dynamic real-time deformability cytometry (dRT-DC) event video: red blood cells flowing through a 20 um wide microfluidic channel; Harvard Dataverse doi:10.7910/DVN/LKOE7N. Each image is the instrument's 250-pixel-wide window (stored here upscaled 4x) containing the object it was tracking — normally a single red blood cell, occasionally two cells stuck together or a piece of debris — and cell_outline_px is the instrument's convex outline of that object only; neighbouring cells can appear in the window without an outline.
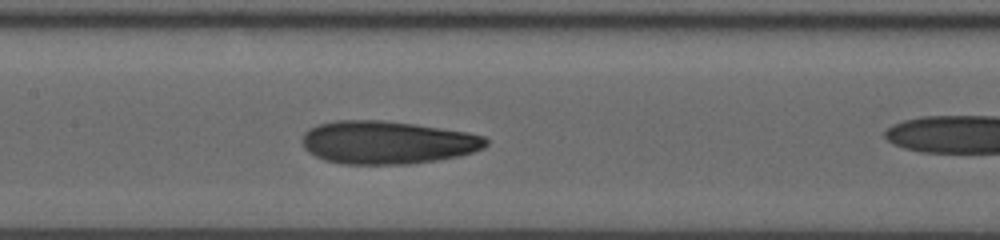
{"species": "human", "species_latin": "Homo sapiens", "temperature_condition": "room temperature", "stored_images_in_passage": 11, "camera_frame_rate_fps": 3000, "um_per_image_px": 0.085, "donor": {"sex": "male"}, "frame": {"image": 1, "passage_image": 7, "time_ms": 4.667, "image_size_px": [1000, 240], "cell_outline_px": [[488, 144], [484, 148], [460, 156], [436, 160], [408, 164], [344, 164], [324, 160], [308, 152], [304, 148], [300, 140], [304, 132], [308, 128], [316, 124], [336, 120], [380, 120], [416, 124], [468, 132], [484, 136], [488, 140]], "centroid_in_image_um": [32.89, 12.1], "position_along_channel_um": 174.5, "area_um2": 46.47}}
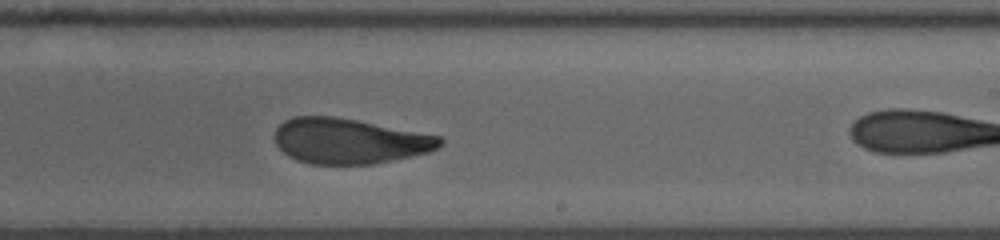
{"frame": {"image": 2, "passage_image": 10, "time_ms": 7.0, "image_size_px": [1000, 240], "cell_outline_px": [[444, 144], [428, 152], [376, 164], [312, 164], [296, 160], [288, 156], [276, 144], [276, 128], [284, 120], [292, 116], [336, 116], [440, 136], [444, 140]], "centroid_in_image_um": [29.68, 11.98], "position_along_channel_um": 259.3, "area_um2": 43.64}}